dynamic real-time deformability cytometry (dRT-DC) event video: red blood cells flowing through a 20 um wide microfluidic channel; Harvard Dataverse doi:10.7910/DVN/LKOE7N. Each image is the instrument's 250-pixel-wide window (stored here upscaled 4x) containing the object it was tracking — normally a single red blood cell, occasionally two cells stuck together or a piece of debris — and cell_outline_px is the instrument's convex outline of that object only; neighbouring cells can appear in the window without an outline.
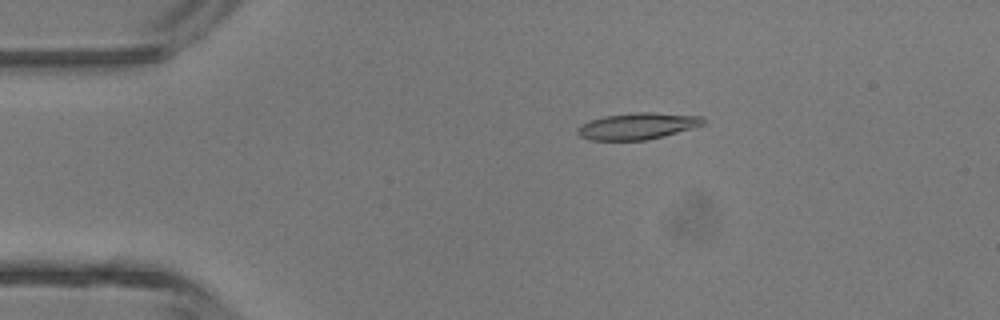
{"species": "common noctule bat (a hibernating species)", "species_latin": "Nyctalus noctula", "temperature_condition": "room temperature", "stored_images_in_passage": 3, "camera_frame_rate_fps": 3000, "um_per_image_px": 0.085, "animal": {"sex": "male", "body_mass_g": 13.3}, "frame": {"image": 1, "passage_image": 2, "time_ms": 1.0, "image_size_px": [1000, 320], "cell_outline_px": [[704, 124], [692, 128], [664, 136], [644, 140], [588, 140], [580, 136], [576, 132], [576, 128], [580, 124], [604, 116], [636, 112], [652, 112], [704, 116]], "centroid_in_image_um": [54.17, 10.71], "position_along_channel_um": 30.8, "area_um2": 19.48}}